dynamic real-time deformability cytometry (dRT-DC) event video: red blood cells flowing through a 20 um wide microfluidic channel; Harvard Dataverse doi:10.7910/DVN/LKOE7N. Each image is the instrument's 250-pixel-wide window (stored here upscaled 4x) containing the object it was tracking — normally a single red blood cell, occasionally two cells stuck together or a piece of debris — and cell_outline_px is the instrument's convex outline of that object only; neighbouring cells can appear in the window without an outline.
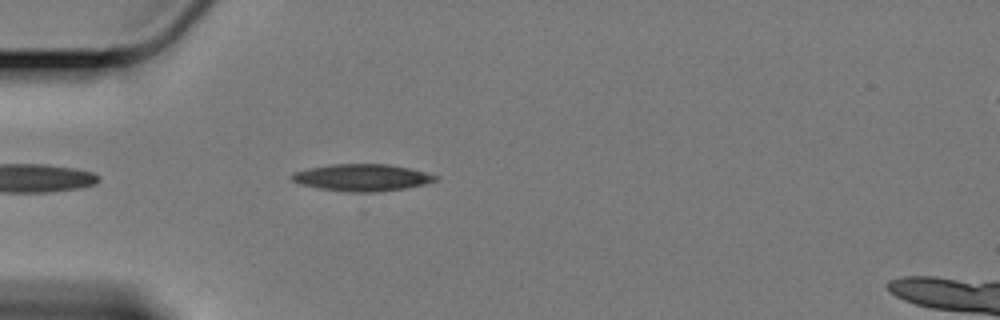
{"species": "Egyptian fruit bat (a non-hibernating species)", "species_latin": "Rousettus aegyptiacus", "temperature_condition": "cold", "stored_images_in_passage": 17, "camera_frame_rate_fps": 3000, "um_per_image_px": 0.085, "animal": {"sex": "female"}, "frame": {"image": 1, "passage_image": 2, "time_ms": 0.333, "image_size_px": [1000, 320], "cell_outline_px": [[440, 180], [424, 184], [404, 188], [380, 192], [352, 192], [320, 188], [300, 184], [292, 180], [288, 176], [292, 172], [308, 168], [332, 164], [388, 164], [408, 168], [440, 176]], "centroid_in_image_um": [30.77, 15.09], "position_along_channel_um": 54.2, "area_um2": 22.6}}
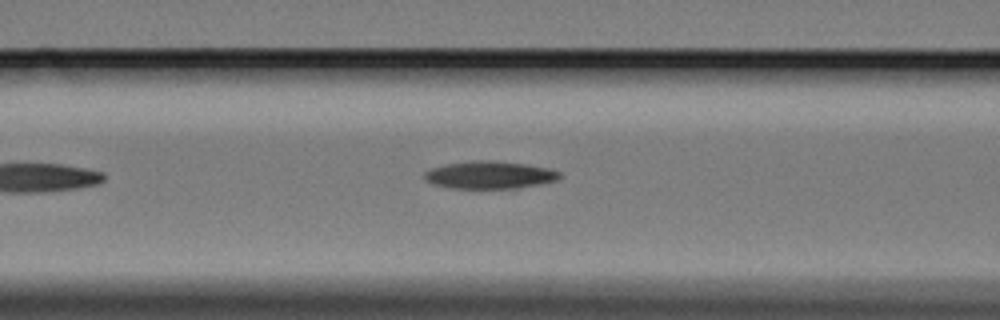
{"frame": {"image": 2, "passage_image": 9, "time_ms": 2.667, "image_size_px": [1000, 320], "cell_outline_px": [[560, 176], [556, 180], [540, 184], [516, 188], [452, 188], [432, 184], [424, 176], [424, 172], [432, 168], [448, 164], [480, 160], [488, 160], [524, 164], [548, 168], [560, 172]], "centroid_in_image_um": [41.62, 14.88], "position_along_channel_um": 125.0, "area_um2": 21.27}}
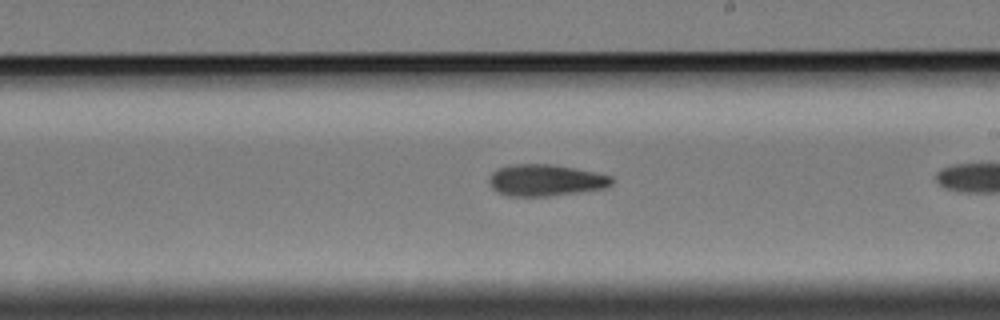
{"frame": {"image": 3, "passage_image": 16, "time_ms": 5.0, "image_size_px": [1000, 320], "cell_outline_px": [[612, 184], [604, 188], [548, 196], [508, 196], [496, 192], [492, 188], [488, 180], [492, 172], [496, 168], [516, 164], [552, 164], [612, 176]], "centroid_in_image_um": [46.31, 15.32], "position_along_channel_um": 242.7, "area_um2": 22.37}}